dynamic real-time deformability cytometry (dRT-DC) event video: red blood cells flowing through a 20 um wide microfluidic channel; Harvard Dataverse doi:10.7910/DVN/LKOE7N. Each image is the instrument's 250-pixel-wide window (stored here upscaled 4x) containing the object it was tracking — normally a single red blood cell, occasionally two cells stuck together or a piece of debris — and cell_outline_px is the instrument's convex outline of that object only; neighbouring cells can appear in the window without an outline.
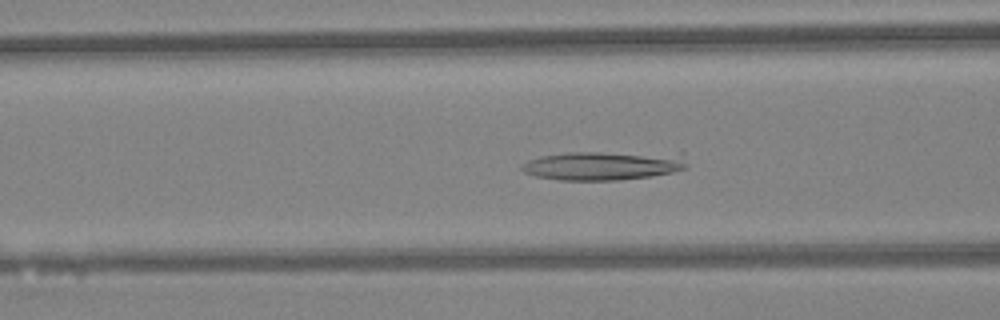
{"species": "Egyptian fruit bat (a non-hibernating species)", "species_latin": "Rousettus aegyptiacus", "temperature_condition": "warm", "stored_images_in_passage": 24, "camera_frame_rate_fps": 3000, "um_per_image_px": 0.085, "animal": {"sex": "female"}, "frame": {"image": 1, "passage_image": 5, "time_ms": 1.333, "image_size_px": [1000, 320], "cell_outline_px": [[688, 164], [684, 168], [672, 172], [652, 176], [620, 180], [560, 180], [536, 176], [524, 172], [520, 168], [528, 160], [540, 156], [568, 152], [684, 152]], "centroid_in_image_um": [51.39, 14.05], "position_along_channel_um": 115.2, "area_um2": 28.44}}
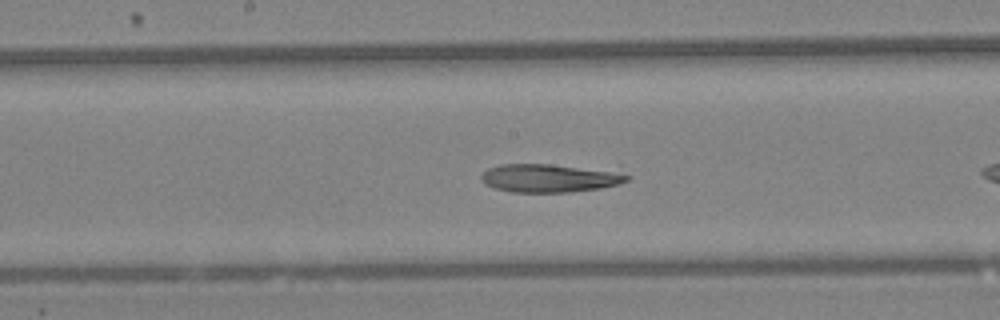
{"frame": {"image": 2, "passage_image": 11, "time_ms": 3.333, "image_size_px": [1000, 320], "cell_outline_px": [[628, 180], [620, 184], [600, 188], [568, 192], [512, 192], [496, 188], [484, 184], [480, 180], [480, 176], [488, 168], [500, 164], [548, 164], [608, 172], [628, 176]], "centroid_in_image_um": [46.54, 15.16], "position_along_channel_um": 201.7, "area_um2": 23.18}}
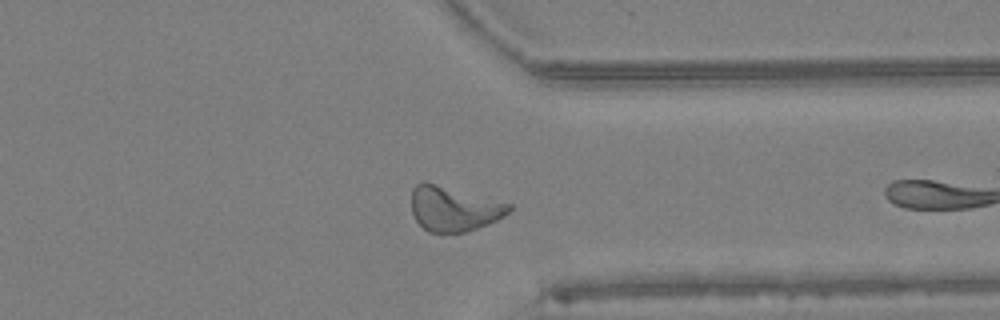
{"frame": {"image": 3, "passage_image": 23, "time_ms": 7.333, "image_size_px": [1000, 320], "cell_outline_px": [[512, 208], [504, 216], [488, 224], [464, 232], [428, 232], [416, 220], [412, 212], [412, 188], [416, 184], [432, 184], [488, 196], [512, 204]], "centroid_in_image_um": [38.62, 17.75], "position_along_channel_um": 372.8, "area_um2": 25.2}}